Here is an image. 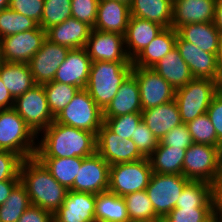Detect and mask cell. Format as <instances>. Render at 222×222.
<instances>
[{"instance_id":"cell-50","label":"cell","mask_w":222,"mask_h":222,"mask_svg":"<svg viewBox=\"0 0 222 222\" xmlns=\"http://www.w3.org/2000/svg\"><path fill=\"white\" fill-rule=\"evenodd\" d=\"M214 215L222 219V174L212 184Z\"/></svg>"},{"instance_id":"cell-6","label":"cell","mask_w":222,"mask_h":222,"mask_svg":"<svg viewBox=\"0 0 222 222\" xmlns=\"http://www.w3.org/2000/svg\"><path fill=\"white\" fill-rule=\"evenodd\" d=\"M54 121L97 135L104 123L103 110L95 103L85 88L79 89L70 103L55 116Z\"/></svg>"},{"instance_id":"cell-3","label":"cell","mask_w":222,"mask_h":222,"mask_svg":"<svg viewBox=\"0 0 222 222\" xmlns=\"http://www.w3.org/2000/svg\"><path fill=\"white\" fill-rule=\"evenodd\" d=\"M132 62L94 61L91 63L86 90L104 110L116 96L120 85L132 73Z\"/></svg>"},{"instance_id":"cell-9","label":"cell","mask_w":222,"mask_h":222,"mask_svg":"<svg viewBox=\"0 0 222 222\" xmlns=\"http://www.w3.org/2000/svg\"><path fill=\"white\" fill-rule=\"evenodd\" d=\"M221 174L218 147L193 143L186 149L182 166L185 178L213 184Z\"/></svg>"},{"instance_id":"cell-47","label":"cell","mask_w":222,"mask_h":222,"mask_svg":"<svg viewBox=\"0 0 222 222\" xmlns=\"http://www.w3.org/2000/svg\"><path fill=\"white\" fill-rule=\"evenodd\" d=\"M8 7L15 12L32 18L38 24L41 23L44 0H10Z\"/></svg>"},{"instance_id":"cell-11","label":"cell","mask_w":222,"mask_h":222,"mask_svg":"<svg viewBox=\"0 0 222 222\" xmlns=\"http://www.w3.org/2000/svg\"><path fill=\"white\" fill-rule=\"evenodd\" d=\"M96 152L109 165L133 162L145 158L132 139L121 138L104 123L96 135Z\"/></svg>"},{"instance_id":"cell-16","label":"cell","mask_w":222,"mask_h":222,"mask_svg":"<svg viewBox=\"0 0 222 222\" xmlns=\"http://www.w3.org/2000/svg\"><path fill=\"white\" fill-rule=\"evenodd\" d=\"M69 50V48L52 43L48 39L43 42L41 49L28 63L36 85H44L53 81Z\"/></svg>"},{"instance_id":"cell-2","label":"cell","mask_w":222,"mask_h":222,"mask_svg":"<svg viewBox=\"0 0 222 222\" xmlns=\"http://www.w3.org/2000/svg\"><path fill=\"white\" fill-rule=\"evenodd\" d=\"M19 176L31 205L46 209L54 215L63 204L68 189L53 178L36 156L22 160Z\"/></svg>"},{"instance_id":"cell-40","label":"cell","mask_w":222,"mask_h":222,"mask_svg":"<svg viewBox=\"0 0 222 222\" xmlns=\"http://www.w3.org/2000/svg\"><path fill=\"white\" fill-rule=\"evenodd\" d=\"M187 127L194 143L218 147L217 134L207 113L188 122Z\"/></svg>"},{"instance_id":"cell-41","label":"cell","mask_w":222,"mask_h":222,"mask_svg":"<svg viewBox=\"0 0 222 222\" xmlns=\"http://www.w3.org/2000/svg\"><path fill=\"white\" fill-rule=\"evenodd\" d=\"M104 124L121 138L131 139L142 121L141 113H131L117 117H103Z\"/></svg>"},{"instance_id":"cell-28","label":"cell","mask_w":222,"mask_h":222,"mask_svg":"<svg viewBox=\"0 0 222 222\" xmlns=\"http://www.w3.org/2000/svg\"><path fill=\"white\" fill-rule=\"evenodd\" d=\"M152 69L175 89L185 86L194 78L176 47L160 59Z\"/></svg>"},{"instance_id":"cell-17","label":"cell","mask_w":222,"mask_h":222,"mask_svg":"<svg viewBox=\"0 0 222 222\" xmlns=\"http://www.w3.org/2000/svg\"><path fill=\"white\" fill-rule=\"evenodd\" d=\"M176 48L194 78L218 81L220 67L215 54L199 49L191 42L185 41L179 34H177Z\"/></svg>"},{"instance_id":"cell-60","label":"cell","mask_w":222,"mask_h":222,"mask_svg":"<svg viewBox=\"0 0 222 222\" xmlns=\"http://www.w3.org/2000/svg\"><path fill=\"white\" fill-rule=\"evenodd\" d=\"M98 1H102V0H98ZM117 1L122 2V3H125V4H127L128 6H130L131 3H132V0H117Z\"/></svg>"},{"instance_id":"cell-58","label":"cell","mask_w":222,"mask_h":222,"mask_svg":"<svg viewBox=\"0 0 222 222\" xmlns=\"http://www.w3.org/2000/svg\"><path fill=\"white\" fill-rule=\"evenodd\" d=\"M207 222H222V219L213 215Z\"/></svg>"},{"instance_id":"cell-31","label":"cell","mask_w":222,"mask_h":222,"mask_svg":"<svg viewBox=\"0 0 222 222\" xmlns=\"http://www.w3.org/2000/svg\"><path fill=\"white\" fill-rule=\"evenodd\" d=\"M185 152L186 149L164 146L159 143L148 157L151 169L159 174L182 175Z\"/></svg>"},{"instance_id":"cell-59","label":"cell","mask_w":222,"mask_h":222,"mask_svg":"<svg viewBox=\"0 0 222 222\" xmlns=\"http://www.w3.org/2000/svg\"><path fill=\"white\" fill-rule=\"evenodd\" d=\"M3 63H4V60H3V55H2V44L0 40V67L2 66Z\"/></svg>"},{"instance_id":"cell-42","label":"cell","mask_w":222,"mask_h":222,"mask_svg":"<svg viewBox=\"0 0 222 222\" xmlns=\"http://www.w3.org/2000/svg\"><path fill=\"white\" fill-rule=\"evenodd\" d=\"M214 215V207L174 208L161 222H207Z\"/></svg>"},{"instance_id":"cell-49","label":"cell","mask_w":222,"mask_h":222,"mask_svg":"<svg viewBox=\"0 0 222 222\" xmlns=\"http://www.w3.org/2000/svg\"><path fill=\"white\" fill-rule=\"evenodd\" d=\"M17 222H53V214L39 206H29Z\"/></svg>"},{"instance_id":"cell-26","label":"cell","mask_w":222,"mask_h":222,"mask_svg":"<svg viewBox=\"0 0 222 222\" xmlns=\"http://www.w3.org/2000/svg\"><path fill=\"white\" fill-rule=\"evenodd\" d=\"M177 31L164 28L133 60V67L152 68L176 47Z\"/></svg>"},{"instance_id":"cell-35","label":"cell","mask_w":222,"mask_h":222,"mask_svg":"<svg viewBox=\"0 0 222 222\" xmlns=\"http://www.w3.org/2000/svg\"><path fill=\"white\" fill-rule=\"evenodd\" d=\"M130 222H160L152 202L145 190L136 191L124 197Z\"/></svg>"},{"instance_id":"cell-37","label":"cell","mask_w":222,"mask_h":222,"mask_svg":"<svg viewBox=\"0 0 222 222\" xmlns=\"http://www.w3.org/2000/svg\"><path fill=\"white\" fill-rule=\"evenodd\" d=\"M43 87L49 109L54 117L70 103L74 95L79 91V88L76 86L56 81L46 83Z\"/></svg>"},{"instance_id":"cell-52","label":"cell","mask_w":222,"mask_h":222,"mask_svg":"<svg viewBox=\"0 0 222 222\" xmlns=\"http://www.w3.org/2000/svg\"><path fill=\"white\" fill-rule=\"evenodd\" d=\"M14 98L0 78V109L13 108Z\"/></svg>"},{"instance_id":"cell-43","label":"cell","mask_w":222,"mask_h":222,"mask_svg":"<svg viewBox=\"0 0 222 222\" xmlns=\"http://www.w3.org/2000/svg\"><path fill=\"white\" fill-rule=\"evenodd\" d=\"M98 2V0H71V17L94 28Z\"/></svg>"},{"instance_id":"cell-25","label":"cell","mask_w":222,"mask_h":222,"mask_svg":"<svg viewBox=\"0 0 222 222\" xmlns=\"http://www.w3.org/2000/svg\"><path fill=\"white\" fill-rule=\"evenodd\" d=\"M141 114L142 121L159 141L170 130L183 123L175 100L142 110Z\"/></svg>"},{"instance_id":"cell-19","label":"cell","mask_w":222,"mask_h":222,"mask_svg":"<svg viewBox=\"0 0 222 222\" xmlns=\"http://www.w3.org/2000/svg\"><path fill=\"white\" fill-rule=\"evenodd\" d=\"M91 58L86 48L70 49L53 81L84 89L89 80Z\"/></svg>"},{"instance_id":"cell-44","label":"cell","mask_w":222,"mask_h":222,"mask_svg":"<svg viewBox=\"0 0 222 222\" xmlns=\"http://www.w3.org/2000/svg\"><path fill=\"white\" fill-rule=\"evenodd\" d=\"M139 152L148 158L157 148L159 140L155 137L148 126L141 121L134 132V137H131Z\"/></svg>"},{"instance_id":"cell-34","label":"cell","mask_w":222,"mask_h":222,"mask_svg":"<svg viewBox=\"0 0 222 222\" xmlns=\"http://www.w3.org/2000/svg\"><path fill=\"white\" fill-rule=\"evenodd\" d=\"M213 207L212 184L190 180L183 188L175 208Z\"/></svg>"},{"instance_id":"cell-27","label":"cell","mask_w":222,"mask_h":222,"mask_svg":"<svg viewBox=\"0 0 222 222\" xmlns=\"http://www.w3.org/2000/svg\"><path fill=\"white\" fill-rule=\"evenodd\" d=\"M177 33L188 42H191L205 52L218 57L222 35L213 22L186 24L177 30Z\"/></svg>"},{"instance_id":"cell-23","label":"cell","mask_w":222,"mask_h":222,"mask_svg":"<svg viewBox=\"0 0 222 222\" xmlns=\"http://www.w3.org/2000/svg\"><path fill=\"white\" fill-rule=\"evenodd\" d=\"M130 18V7L117 0L98 2L97 18L93 29L124 35Z\"/></svg>"},{"instance_id":"cell-48","label":"cell","mask_w":222,"mask_h":222,"mask_svg":"<svg viewBox=\"0 0 222 222\" xmlns=\"http://www.w3.org/2000/svg\"><path fill=\"white\" fill-rule=\"evenodd\" d=\"M206 113L215 128L218 141H222V94L217 92L213 96Z\"/></svg>"},{"instance_id":"cell-7","label":"cell","mask_w":222,"mask_h":222,"mask_svg":"<svg viewBox=\"0 0 222 222\" xmlns=\"http://www.w3.org/2000/svg\"><path fill=\"white\" fill-rule=\"evenodd\" d=\"M152 173L149 158L146 157L138 161L110 165L108 191L124 197L127 194L145 190Z\"/></svg>"},{"instance_id":"cell-18","label":"cell","mask_w":222,"mask_h":222,"mask_svg":"<svg viewBox=\"0 0 222 222\" xmlns=\"http://www.w3.org/2000/svg\"><path fill=\"white\" fill-rule=\"evenodd\" d=\"M96 195L68 190L66 198L54 213L55 222H96Z\"/></svg>"},{"instance_id":"cell-55","label":"cell","mask_w":222,"mask_h":222,"mask_svg":"<svg viewBox=\"0 0 222 222\" xmlns=\"http://www.w3.org/2000/svg\"><path fill=\"white\" fill-rule=\"evenodd\" d=\"M218 158H219V164H220L221 172H222V141H220L218 144Z\"/></svg>"},{"instance_id":"cell-30","label":"cell","mask_w":222,"mask_h":222,"mask_svg":"<svg viewBox=\"0 0 222 222\" xmlns=\"http://www.w3.org/2000/svg\"><path fill=\"white\" fill-rule=\"evenodd\" d=\"M0 78L14 99L36 85L27 63L4 61L0 67Z\"/></svg>"},{"instance_id":"cell-46","label":"cell","mask_w":222,"mask_h":222,"mask_svg":"<svg viewBox=\"0 0 222 222\" xmlns=\"http://www.w3.org/2000/svg\"><path fill=\"white\" fill-rule=\"evenodd\" d=\"M159 143L164 146L187 149L194 142L189 133L187 124L182 123L165 134Z\"/></svg>"},{"instance_id":"cell-8","label":"cell","mask_w":222,"mask_h":222,"mask_svg":"<svg viewBox=\"0 0 222 222\" xmlns=\"http://www.w3.org/2000/svg\"><path fill=\"white\" fill-rule=\"evenodd\" d=\"M13 109L36 136L48 128L55 120L49 109L43 85H35L23 95L16 97Z\"/></svg>"},{"instance_id":"cell-20","label":"cell","mask_w":222,"mask_h":222,"mask_svg":"<svg viewBox=\"0 0 222 222\" xmlns=\"http://www.w3.org/2000/svg\"><path fill=\"white\" fill-rule=\"evenodd\" d=\"M216 0H174L171 27L176 31L192 23L213 22Z\"/></svg>"},{"instance_id":"cell-38","label":"cell","mask_w":222,"mask_h":222,"mask_svg":"<svg viewBox=\"0 0 222 222\" xmlns=\"http://www.w3.org/2000/svg\"><path fill=\"white\" fill-rule=\"evenodd\" d=\"M38 25L32 18L15 12L9 7L0 11V39L12 34L35 29Z\"/></svg>"},{"instance_id":"cell-15","label":"cell","mask_w":222,"mask_h":222,"mask_svg":"<svg viewBox=\"0 0 222 222\" xmlns=\"http://www.w3.org/2000/svg\"><path fill=\"white\" fill-rule=\"evenodd\" d=\"M91 61L132 62L127 56L124 35L92 29L86 44Z\"/></svg>"},{"instance_id":"cell-10","label":"cell","mask_w":222,"mask_h":222,"mask_svg":"<svg viewBox=\"0 0 222 222\" xmlns=\"http://www.w3.org/2000/svg\"><path fill=\"white\" fill-rule=\"evenodd\" d=\"M189 181L183 175L152 173L145 191L155 214L161 220L175 208L183 188Z\"/></svg>"},{"instance_id":"cell-29","label":"cell","mask_w":222,"mask_h":222,"mask_svg":"<svg viewBox=\"0 0 222 222\" xmlns=\"http://www.w3.org/2000/svg\"><path fill=\"white\" fill-rule=\"evenodd\" d=\"M130 16L156 22L164 28L171 27L172 0H132Z\"/></svg>"},{"instance_id":"cell-53","label":"cell","mask_w":222,"mask_h":222,"mask_svg":"<svg viewBox=\"0 0 222 222\" xmlns=\"http://www.w3.org/2000/svg\"><path fill=\"white\" fill-rule=\"evenodd\" d=\"M214 26L222 35V0H216L215 15H214Z\"/></svg>"},{"instance_id":"cell-14","label":"cell","mask_w":222,"mask_h":222,"mask_svg":"<svg viewBox=\"0 0 222 222\" xmlns=\"http://www.w3.org/2000/svg\"><path fill=\"white\" fill-rule=\"evenodd\" d=\"M110 165L97 153L83 158L72 191L100 194L108 191Z\"/></svg>"},{"instance_id":"cell-12","label":"cell","mask_w":222,"mask_h":222,"mask_svg":"<svg viewBox=\"0 0 222 222\" xmlns=\"http://www.w3.org/2000/svg\"><path fill=\"white\" fill-rule=\"evenodd\" d=\"M132 74L138 82L142 110L174 100L176 89L152 68L133 67Z\"/></svg>"},{"instance_id":"cell-36","label":"cell","mask_w":222,"mask_h":222,"mask_svg":"<svg viewBox=\"0 0 222 222\" xmlns=\"http://www.w3.org/2000/svg\"><path fill=\"white\" fill-rule=\"evenodd\" d=\"M31 206L26 188L19 183L0 205V222H17L24 211Z\"/></svg>"},{"instance_id":"cell-39","label":"cell","mask_w":222,"mask_h":222,"mask_svg":"<svg viewBox=\"0 0 222 222\" xmlns=\"http://www.w3.org/2000/svg\"><path fill=\"white\" fill-rule=\"evenodd\" d=\"M71 17V0H44L39 26L45 31Z\"/></svg>"},{"instance_id":"cell-32","label":"cell","mask_w":222,"mask_h":222,"mask_svg":"<svg viewBox=\"0 0 222 222\" xmlns=\"http://www.w3.org/2000/svg\"><path fill=\"white\" fill-rule=\"evenodd\" d=\"M96 222H130L123 197L109 191L96 195Z\"/></svg>"},{"instance_id":"cell-57","label":"cell","mask_w":222,"mask_h":222,"mask_svg":"<svg viewBox=\"0 0 222 222\" xmlns=\"http://www.w3.org/2000/svg\"><path fill=\"white\" fill-rule=\"evenodd\" d=\"M218 63L219 67L222 65V37L220 41V49H219V54H218Z\"/></svg>"},{"instance_id":"cell-21","label":"cell","mask_w":222,"mask_h":222,"mask_svg":"<svg viewBox=\"0 0 222 222\" xmlns=\"http://www.w3.org/2000/svg\"><path fill=\"white\" fill-rule=\"evenodd\" d=\"M164 29L160 24L130 16L124 34L127 56L132 61Z\"/></svg>"},{"instance_id":"cell-4","label":"cell","mask_w":222,"mask_h":222,"mask_svg":"<svg viewBox=\"0 0 222 222\" xmlns=\"http://www.w3.org/2000/svg\"><path fill=\"white\" fill-rule=\"evenodd\" d=\"M38 137L13 109H0V150L16 153L23 160L34 157Z\"/></svg>"},{"instance_id":"cell-45","label":"cell","mask_w":222,"mask_h":222,"mask_svg":"<svg viewBox=\"0 0 222 222\" xmlns=\"http://www.w3.org/2000/svg\"><path fill=\"white\" fill-rule=\"evenodd\" d=\"M22 160L14 152L0 150V181L20 179L19 170Z\"/></svg>"},{"instance_id":"cell-56","label":"cell","mask_w":222,"mask_h":222,"mask_svg":"<svg viewBox=\"0 0 222 222\" xmlns=\"http://www.w3.org/2000/svg\"><path fill=\"white\" fill-rule=\"evenodd\" d=\"M10 0H0V11L8 8Z\"/></svg>"},{"instance_id":"cell-5","label":"cell","mask_w":222,"mask_h":222,"mask_svg":"<svg viewBox=\"0 0 222 222\" xmlns=\"http://www.w3.org/2000/svg\"><path fill=\"white\" fill-rule=\"evenodd\" d=\"M216 93L217 82L201 78H193L185 86L176 89L174 100L182 122L187 124L205 114Z\"/></svg>"},{"instance_id":"cell-24","label":"cell","mask_w":222,"mask_h":222,"mask_svg":"<svg viewBox=\"0 0 222 222\" xmlns=\"http://www.w3.org/2000/svg\"><path fill=\"white\" fill-rule=\"evenodd\" d=\"M142 105L136 77L131 73L120 85L116 96L103 110V117L141 113Z\"/></svg>"},{"instance_id":"cell-51","label":"cell","mask_w":222,"mask_h":222,"mask_svg":"<svg viewBox=\"0 0 222 222\" xmlns=\"http://www.w3.org/2000/svg\"><path fill=\"white\" fill-rule=\"evenodd\" d=\"M20 183V179L0 181V205H3L12 190Z\"/></svg>"},{"instance_id":"cell-54","label":"cell","mask_w":222,"mask_h":222,"mask_svg":"<svg viewBox=\"0 0 222 222\" xmlns=\"http://www.w3.org/2000/svg\"><path fill=\"white\" fill-rule=\"evenodd\" d=\"M217 92L222 94V65L219 68V78L217 81Z\"/></svg>"},{"instance_id":"cell-1","label":"cell","mask_w":222,"mask_h":222,"mask_svg":"<svg viewBox=\"0 0 222 222\" xmlns=\"http://www.w3.org/2000/svg\"><path fill=\"white\" fill-rule=\"evenodd\" d=\"M37 138V158L88 157L96 152V135L90 131L53 123ZM40 140V141H39Z\"/></svg>"},{"instance_id":"cell-13","label":"cell","mask_w":222,"mask_h":222,"mask_svg":"<svg viewBox=\"0 0 222 222\" xmlns=\"http://www.w3.org/2000/svg\"><path fill=\"white\" fill-rule=\"evenodd\" d=\"M46 39V31L39 25L35 29L1 38L3 60L28 64Z\"/></svg>"},{"instance_id":"cell-22","label":"cell","mask_w":222,"mask_h":222,"mask_svg":"<svg viewBox=\"0 0 222 222\" xmlns=\"http://www.w3.org/2000/svg\"><path fill=\"white\" fill-rule=\"evenodd\" d=\"M92 29L87 23L69 17L63 23L48 28L46 38L69 49L84 48Z\"/></svg>"},{"instance_id":"cell-33","label":"cell","mask_w":222,"mask_h":222,"mask_svg":"<svg viewBox=\"0 0 222 222\" xmlns=\"http://www.w3.org/2000/svg\"><path fill=\"white\" fill-rule=\"evenodd\" d=\"M48 169L53 178L68 190L73 186L83 158H38Z\"/></svg>"}]
</instances>
